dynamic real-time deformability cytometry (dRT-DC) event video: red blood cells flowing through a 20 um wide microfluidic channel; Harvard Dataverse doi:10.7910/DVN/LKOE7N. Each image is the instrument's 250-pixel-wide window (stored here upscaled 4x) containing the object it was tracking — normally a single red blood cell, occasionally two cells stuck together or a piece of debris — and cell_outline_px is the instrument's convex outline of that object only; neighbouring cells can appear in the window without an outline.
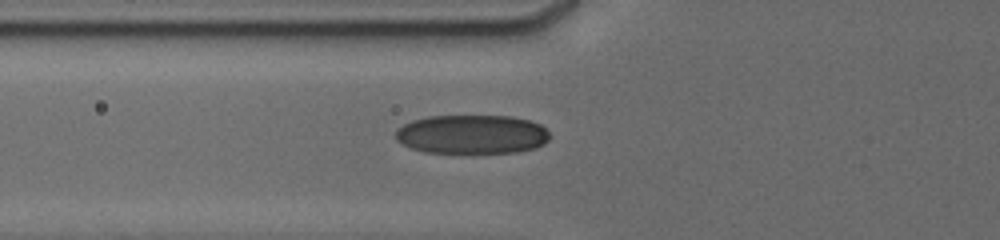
{"species": "human", "species_latin": "Homo sapiens", "temperature_condition": "cold", "stored_images_in_passage": 5, "camera_frame_rate_fps": 3000, "um_per_image_px": 0.085, "donor": {"sex": "male"}, "frame": {"image": 1, "passage_image": 2, "time_ms": 0.667, "image_size_px": [1000, 240], "cell_outline_px": [[548, 140], [544, 144], [536, 148], [516, 152], [424, 152], [412, 148], [396, 140], [396, 132], [404, 124], [412, 120], [428, 116], [512, 116], [528, 120], [540, 124], [548, 132]], "centroid_in_image_um": [40.13, 11.41], "position_along_channel_um": 85.7, "area_um2": 34.8}}
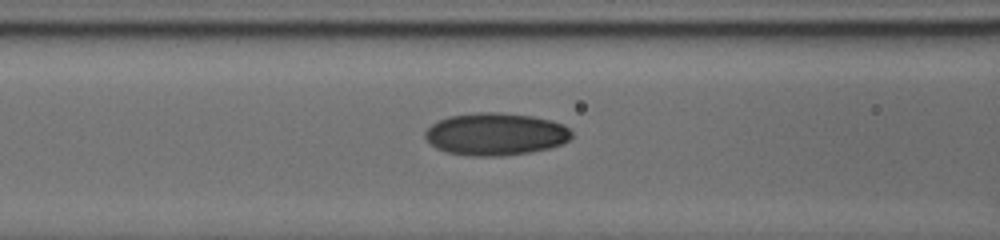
{"frame": {"image": 2, "passage_image": 4, "time_ms": 1.667, "image_size_px": [1000, 240], "cell_outline_px": [[572, 136], [568, 140], [560, 144], [548, 148], [528, 152], [500, 156], [472, 156], [448, 152], [436, 148], [424, 136], [424, 132], [432, 124], [448, 116], [476, 112], [496, 112], [532, 116], [564, 124], [572, 132]], "centroid_in_image_um": [42.11, 11.39], "position_along_channel_um": 124.5, "area_um2": 35.95}}